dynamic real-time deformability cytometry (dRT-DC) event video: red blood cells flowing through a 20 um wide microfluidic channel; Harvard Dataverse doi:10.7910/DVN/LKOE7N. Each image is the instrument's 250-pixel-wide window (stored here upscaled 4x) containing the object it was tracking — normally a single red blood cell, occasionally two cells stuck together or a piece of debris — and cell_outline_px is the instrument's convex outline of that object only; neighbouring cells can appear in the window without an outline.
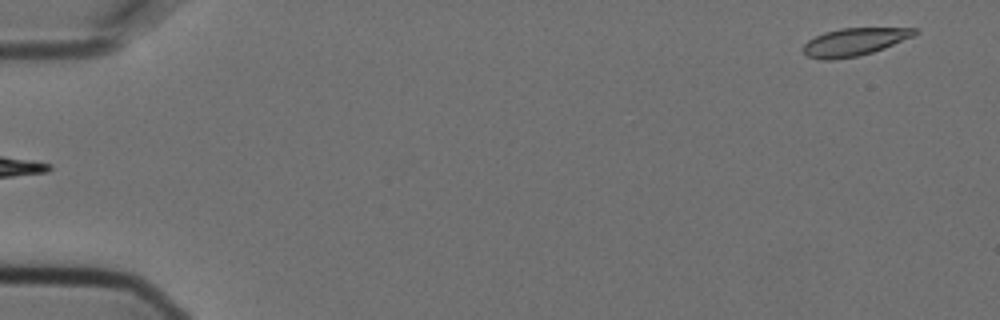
{"species": "Egyptian fruit bat (a non-hibernating species)", "species_latin": "Rousettus aegyptiacus", "temperature_condition": "cold", "stored_images_in_passage": 6, "segment_of_instrument_passage": [2, 2], "camera_frame_rate_fps": 3000, "um_per_image_px": 0.085, "animal": {"sex": "female"}, "frame": {"image": 1, "passage_image": 6, "time_ms": 1.667, "image_size_px": [1000, 320], "cell_outline_px": [[920, 32], [912, 36], [884, 48], [872, 52], [856, 56], [832, 60], [820, 60], [808, 56], [804, 52], [804, 44], [808, 40], [824, 32], [840, 28], [920, 28]], "centroid_in_image_um": [72.62, 3.55], "position_along_channel_um": 12.4, "area_um2": 17.86}}